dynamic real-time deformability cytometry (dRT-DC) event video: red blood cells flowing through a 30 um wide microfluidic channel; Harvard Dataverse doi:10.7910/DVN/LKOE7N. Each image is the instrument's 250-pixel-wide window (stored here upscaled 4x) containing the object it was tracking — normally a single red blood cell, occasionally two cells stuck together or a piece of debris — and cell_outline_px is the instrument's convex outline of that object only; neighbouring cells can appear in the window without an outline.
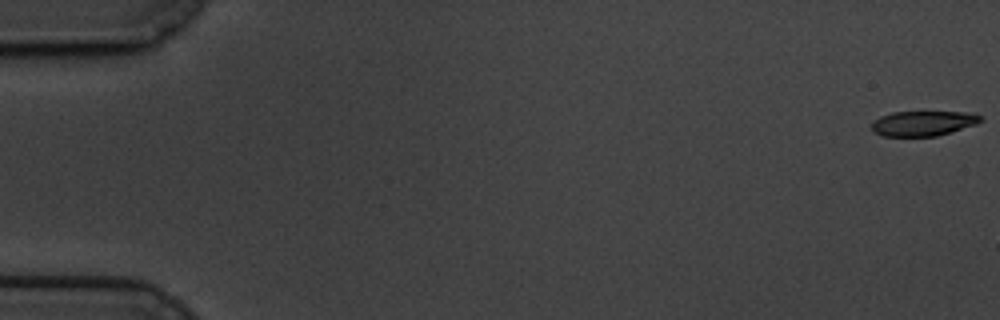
{"species": "common noctule bat (a hibernating species)", "species_latin": "Nyctalus noctula", "temperature_condition": "cold", "stored_images_in_passage": 8, "camera_frame_rate_fps": 3000, "um_per_image_px": 0.085, "animal": {"sex": "male", "body_mass_g": 19.5, "forearm_length_mm": 54.6}, "frame": {"image": 1, "passage_image": 1, "time_ms": 0.0, "image_size_px": [1000, 320], "cell_outline_px": [[984, 120], [976, 124], [936, 136], [880, 136], [872, 132], [872, 124], [880, 116], [892, 112], [976, 112], [984, 116]], "centroid_in_image_um": [78.51, 10.47], "position_along_channel_um": 6.5, "area_um2": 16.01}}